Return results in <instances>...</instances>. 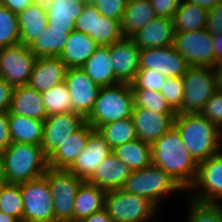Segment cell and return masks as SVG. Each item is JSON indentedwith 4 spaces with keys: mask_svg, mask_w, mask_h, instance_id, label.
I'll list each match as a JSON object with an SVG mask.
<instances>
[{
    "mask_svg": "<svg viewBox=\"0 0 222 222\" xmlns=\"http://www.w3.org/2000/svg\"><path fill=\"white\" fill-rule=\"evenodd\" d=\"M160 93L165 98L169 106L177 113L184 99V81L182 77L167 78Z\"/></svg>",
    "mask_w": 222,
    "mask_h": 222,
    "instance_id": "cell-42",
    "label": "cell"
},
{
    "mask_svg": "<svg viewBox=\"0 0 222 222\" xmlns=\"http://www.w3.org/2000/svg\"><path fill=\"white\" fill-rule=\"evenodd\" d=\"M208 11L198 5L181 0L173 22L175 32H189L206 28Z\"/></svg>",
    "mask_w": 222,
    "mask_h": 222,
    "instance_id": "cell-32",
    "label": "cell"
},
{
    "mask_svg": "<svg viewBox=\"0 0 222 222\" xmlns=\"http://www.w3.org/2000/svg\"><path fill=\"white\" fill-rule=\"evenodd\" d=\"M86 123V118L76 112H66L47 117L41 147L48 158L72 133Z\"/></svg>",
    "mask_w": 222,
    "mask_h": 222,
    "instance_id": "cell-13",
    "label": "cell"
},
{
    "mask_svg": "<svg viewBox=\"0 0 222 222\" xmlns=\"http://www.w3.org/2000/svg\"><path fill=\"white\" fill-rule=\"evenodd\" d=\"M177 114H162L149 109L134 107L131 115L137 138L153 144L174 126Z\"/></svg>",
    "mask_w": 222,
    "mask_h": 222,
    "instance_id": "cell-16",
    "label": "cell"
},
{
    "mask_svg": "<svg viewBox=\"0 0 222 222\" xmlns=\"http://www.w3.org/2000/svg\"><path fill=\"white\" fill-rule=\"evenodd\" d=\"M174 127L197 163L222 151V131L201 113L177 114Z\"/></svg>",
    "mask_w": 222,
    "mask_h": 222,
    "instance_id": "cell-2",
    "label": "cell"
},
{
    "mask_svg": "<svg viewBox=\"0 0 222 222\" xmlns=\"http://www.w3.org/2000/svg\"><path fill=\"white\" fill-rule=\"evenodd\" d=\"M174 35L173 20L156 16L131 38L135 41L136 46L142 50L145 48L171 46L174 42Z\"/></svg>",
    "mask_w": 222,
    "mask_h": 222,
    "instance_id": "cell-20",
    "label": "cell"
},
{
    "mask_svg": "<svg viewBox=\"0 0 222 222\" xmlns=\"http://www.w3.org/2000/svg\"><path fill=\"white\" fill-rule=\"evenodd\" d=\"M64 82L70 93L73 112L87 118L93 110L101 87L81 67L68 68Z\"/></svg>",
    "mask_w": 222,
    "mask_h": 222,
    "instance_id": "cell-14",
    "label": "cell"
},
{
    "mask_svg": "<svg viewBox=\"0 0 222 222\" xmlns=\"http://www.w3.org/2000/svg\"><path fill=\"white\" fill-rule=\"evenodd\" d=\"M11 143L8 112H0V152L4 151Z\"/></svg>",
    "mask_w": 222,
    "mask_h": 222,
    "instance_id": "cell-48",
    "label": "cell"
},
{
    "mask_svg": "<svg viewBox=\"0 0 222 222\" xmlns=\"http://www.w3.org/2000/svg\"><path fill=\"white\" fill-rule=\"evenodd\" d=\"M210 11L220 0H184Z\"/></svg>",
    "mask_w": 222,
    "mask_h": 222,
    "instance_id": "cell-53",
    "label": "cell"
},
{
    "mask_svg": "<svg viewBox=\"0 0 222 222\" xmlns=\"http://www.w3.org/2000/svg\"><path fill=\"white\" fill-rule=\"evenodd\" d=\"M213 46H214V63L217 58L222 56V33L212 34Z\"/></svg>",
    "mask_w": 222,
    "mask_h": 222,
    "instance_id": "cell-52",
    "label": "cell"
},
{
    "mask_svg": "<svg viewBox=\"0 0 222 222\" xmlns=\"http://www.w3.org/2000/svg\"><path fill=\"white\" fill-rule=\"evenodd\" d=\"M112 153L113 150L103 136L97 130H94L90 134L85 148L68 170L87 181L102 161Z\"/></svg>",
    "mask_w": 222,
    "mask_h": 222,
    "instance_id": "cell-17",
    "label": "cell"
},
{
    "mask_svg": "<svg viewBox=\"0 0 222 222\" xmlns=\"http://www.w3.org/2000/svg\"><path fill=\"white\" fill-rule=\"evenodd\" d=\"M123 38L120 20L94 13L93 40L99 46H110Z\"/></svg>",
    "mask_w": 222,
    "mask_h": 222,
    "instance_id": "cell-35",
    "label": "cell"
},
{
    "mask_svg": "<svg viewBox=\"0 0 222 222\" xmlns=\"http://www.w3.org/2000/svg\"><path fill=\"white\" fill-rule=\"evenodd\" d=\"M140 49L131 37L110 45V55L116 78L121 83H131L140 69Z\"/></svg>",
    "mask_w": 222,
    "mask_h": 222,
    "instance_id": "cell-18",
    "label": "cell"
},
{
    "mask_svg": "<svg viewBox=\"0 0 222 222\" xmlns=\"http://www.w3.org/2000/svg\"><path fill=\"white\" fill-rule=\"evenodd\" d=\"M0 211L23 222V197L20 184L7 183L0 186Z\"/></svg>",
    "mask_w": 222,
    "mask_h": 222,
    "instance_id": "cell-37",
    "label": "cell"
},
{
    "mask_svg": "<svg viewBox=\"0 0 222 222\" xmlns=\"http://www.w3.org/2000/svg\"><path fill=\"white\" fill-rule=\"evenodd\" d=\"M8 183L20 184L45 175L48 158L41 145L12 142L1 152Z\"/></svg>",
    "mask_w": 222,
    "mask_h": 222,
    "instance_id": "cell-3",
    "label": "cell"
},
{
    "mask_svg": "<svg viewBox=\"0 0 222 222\" xmlns=\"http://www.w3.org/2000/svg\"><path fill=\"white\" fill-rule=\"evenodd\" d=\"M0 222H21V221L15 217H12V216L0 211Z\"/></svg>",
    "mask_w": 222,
    "mask_h": 222,
    "instance_id": "cell-55",
    "label": "cell"
},
{
    "mask_svg": "<svg viewBox=\"0 0 222 222\" xmlns=\"http://www.w3.org/2000/svg\"><path fill=\"white\" fill-rule=\"evenodd\" d=\"M104 209L112 222H150L158 208L144 197L117 189L106 192Z\"/></svg>",
    "mask_w": 222,
    "mask_h": 222,
    "instance_id": "cell-8",
    "label": "cell"
},
{
    "mask_svg": "<svg viewBox=\"0 0 222 222\" xmlns=\"http://www.w3.org/2000/svg\"><path fill=\"white\" fill-rule=\"evenodd\" d=\"M131 170L113 153L97 167L87 182L107 191L121 189Z\"/></svg>",
    "mask_w": 222,
    "mask_h": 222,
    "instance_id": "cell-22",
    "label": "cell"
},
{
    "mask_svg": "<svg viewBox=\"0 0 222 222\" xmlns=\"http://www.w3.org/2000/svg\"><path fill=\"white\" fill-rule=\"evenodd\" d=\"M189 215L187 222H222V204H206L187 199Z\"/></svg>",
    "mask_w": 222,
    "mask_h": 222,
    "instance_id": "cell-40",
    "label": "cell"
},
{
    "mask_svg": "<svg viewBox=\"0 0 222 222\" xmlns=\"http://www.w3.org/2000/svg\"><path fill=\"white\" fill-rule=\"evenodd\" d=\"M94 13H100L92 2H86L81 15L75 21V30L88 34L93 39Z\"/></svg>",
    "mask_w": 222,
    "mask_h": 222,
    "instance_id": "cell-45",
    "label": "cell"
},
{
    "mask_svg": "<svg viewBox=\"0 0 222 222\" xmlns=\"http://www.w3.org/2000/svg\"><path fill=\"white\" fill-rule=\"evenodd\" d=\"M97 131L103 136L112 150L137 139L131 117L105 123Z\"/></svg>",
    "mask_w": 222,
    "mask_h": 222,
    "instance_id": "cell-34",
    "label": "cell"
},
{
    "mask_svg": "<svg viewBox=\"0 0 222 222\" xmlns=\"http://www.w3.org/2000/svg\"><path fill=\"white\" fill-rule=\"evenodd\" d=\"M151 147L152 163L168 173L186 194L196 179L198 163L185 147L179 131L173 126Z\"/></svg>",
    "mask_w": 222,
    "mask_h": 222,
    "instance_id": "cell-1",
    "label": "cell"
},
{
    "mask_svg": "<svg viewBox=\"0 0 222 222\" xmlns=\"http://www.w3.org/2000/svg\"><path fill=\"white\" fill-rule=\"evenodd\" d=\"M98 47L99 45L88 34L73 30L59 57L68 68L82 67Z\"/></svg>",
    "mask_w": 222,
    "mask_h": 222,
    "instance_id": "cell-26",
    "label": "cell"
},
{
    "mask_svg": "<svg viewBox=\"0 0 222 222\" xmlns=\"http://www.w3.org/2000/svg\"><path fill=\"white\" fill-rule=\"evenodd\" d=\"M206 119L211 121L222 131V91L217 90L205 103L200 112Z\"/></svg>",
    "mask_w": 222,
    "mask_h": 222,
    "instance_id": "cell-43",
    "label": "cell"
},
{
    "mask_svg": "<svg viewBox=\"0 0 222 222\" xmlns=\"http://www.w3.org/2000/svg\"><path fill=\"white\" fill-rule=\"evenodd\" d=\"M156 17L150 0H133L128 2L121 20L124 37H132Z\"/></svg>",
    "mask_w": 222,
    "mask_h": 222,
    "instance_id": "cell-29",
    "label": "cell"
},
{
    "mask_svg": "<svg viewBox=\"0 0 222 222\" xmlns=\"http://www.w3.org/2000/svg\"><path fill=\"white\" fill-rule=\"evenodd\" d=\"M80 222H112L108 212L103 208L102 210L91 214L82 219Z\"/></svg>",
    "mask_w": 222,
    "mask_h": 222,
    "instance_id": "cell-51",
    "label": "cell"
},
{
    "mask_svg": "<svg viewBox=\"0 0 222 222\" xmlns=\"http://www.w3.org/2000/svg\"><path fill=\"white\" fill-rule=\"evenodd\" d=\"M188 64L174 46L145 48L140 51V69H153L167 78L182 77Z\"/></svg>",
    "mask_w": 222,
    "mask_h": 222,
    "instance_id": "cell-15",
    "label": "cell"
},
{
    "mask_svg": "<svg viewBox=\"0 0 222 222\" xmlns=\"http://www.w3.org/2000/svg\"><path fill=\"white\" fill-rule=\"evenodd\" d=\"M44 176L52 195L54 222H73L76 194L84 180L67 169L51 167Z\"/></svg>",
    "mask_w": 222,
    "mask_h": 222,
    "instance_id": "cell-6",
    "label": "cell"
},
{
    "mask_svg": "<svg viewBox=\"0 0 222 222\" xmlns=\"http://www.w3.org/2000/svg\"><path fill=\"white\" fill-rule=\"evenodd\" d=\"M81 68L100 87L121 83L113 70L110 46H99Z\"/></svg>",
    "mask_w": 222,
    "mask_h": 222,
    "instance_id": "cell-24",
    "label": "cell"
},
{
    "mask_svg": "<svg viewBox=\"0 0 222 222\" xmlns=\"http://www.w3.org/2000/svg\"><path fill=\"white\" fill-rule=\"evenodd\" d=\"M150 2L154 8L156 16L173 20L181 0H150Z\"/></svg>",
    "mask_w": 222,
    "mask_h": 222,
    "instance_id": "cell-46",
    "label": "cell"
},
{
    "mask_svg": "<svg viewBox=\"0 0 222 222\" xmlns=\"http://www.w3.org/2000/svg\"><path fill=\"white\" fill-rule=\"evenodd\" d=\"M54 0H34L36 4L44 8L45 10H48V8L51 6Z\"/></svg>",
    "mask_w": 222,
    "mask_h": 222,
    "instance_id": "cell-56",
    "label": "cell"
},
{
    "mask_svg": "<svg viewBox=\"0 0 222 222\" xmlns=\"http://www.w3.org/2000/svg\"><path fill=\"white\" fill-rule=\"evenodd\" d=\"M33 2L34 0H0V5L18 14Z\"/></svg>",
    "mask_w": 222,
    "mask_h": 222,
    "instance_id": "cell-50",
    "label": "cell"
},
{
    "mask_svg": "<svg viewBox=\"0 0 222 222\" xmlns=\"http://www.w3.org/2000/svg\"><path fill=\"white\" fill-rule=\"evenodd\" d=\"M20 190L24 207L23 222H54L52 195L44 175L20 183Z\"/></svg>",
    "mask_w": 222,
    "mask_h": 222,
    "instance_id": "cell-10",
    "label": "cell"
},
{
    "mask_svg": "<svg viewBox=\"0 0 222 222\" xmlns=\"http://www.w3.org/2000/svg\"><path fill=\"white\" fill-rule=\"evenodd\" d=\"M95 129L86 122L67 138L62 145L48 157V166L55 169H69L85 148L90 134Z\"/></svg>",
    "mask_w": 222,
    "mask_h": 222,
    "instance_id": "cell-21",
    "label": "cell"
},
{
    "mask_svg": "<svg viewBox=\"0 0 222 222\" xmlns=\"http://www.w3.org/2000/svg\"><path fill=\"white\" fill-rule=\"evenodd\" d=\"M85 4L79 0H54L47 10L48 26L52 30L72 32Z\"/></svg>",
    "mask_w": 222,
    "mask_h": 222,
    "instance_id": "cell-25",
    "label": "cell"
},
{
    "mask_svg": "<svg viewBox=\"0 0 222 222\" xmlns=\"http://www.w3.org/2000/svg\"><path fill=\"white\" fill-rule=\"evenodd\" d=\"M71 32L52 30L49 26L33 41L29 49L38 57L60 56Z\"/></svg>",
    "mask_w": 222,
    "mask_h": 222,
    "instance_id": "cell-33",
    "label": "cell"
},
{
    "mask_svg": "<svg viewBox=\"0 0 222 222\" xmlns=\"http://www.w3.org/2000/svg\"><path fill=\"white\" fill-rule=\"evenodd\" d=\"M43 104L47 111V117L73 112L70 93L65 82L41 93Z\"/></svg>",
    "mask_w": 222,
    "mask_h": 222,
    "instance_id": "cell-36",
    "label": "cell"
},
{
    "mask_svg": "<svg viewBox=\"0 0 222 222\" xmlns=\"http://www.w3.org/2000/svg\"><path fill=\"white\" fill-rule=\"evenodd\" d=\"M121 189L146 198L157 208L167 194L183 191L168 173L153 163L140 170L131 171Z\"/></svg>",
    "mask_w": 222,
    "mask_h": 222,
    "instance_id": "cell-5",
    "label": "cell"
},
{
    "mask_svg": "<svg viewBox=\"0 0 222 222\" xmlns=\"http://www.w3.org/2000/svg\"><path fill=\"white\" fill-rule=\"evenodd\" d=\"M173 46L188 66L214 65L212 34L206 29L175 32Z\"/></svg>",
    "mask_w": 222,
    "mask_h": 222,
    "instance_id": "cell-11",
    "label": "cell"
},
{
    "mask_svg": "<svg viewBox=\"0 0 222 222\" xmlns=\"http://www.w3.org/2000/svg\"><path fill=\"white\" fill-rule=\"evenodd\" d=\"M186 193H192L186 198L195 202L222 204V151L198 163L196 179Z\"/></svg>",
    "mask_w": 222,
    "mask_h": 222,
    "instance_id": "cell-9",
    "label": "cell"
},
{
    "mask_svg": "<svg viewBox=\"0 0 222 222\" xmlns=\"http://www.w3.org/2000/svg\"><path fill=\"white\" fill-rule=\"evenodd\" d=\"M133 108L134 97L130 83L101 87L86 122L97 130L105 123L130 118Z\"/></svg>",
    "mask_w": 222,
    "mask_h": 222,
    "instance_id": "cell-4",
    "label": "cell"
},
{
    "mask_svg": "<svg viewBox=\"0 0 222 222\" xmlns=\"http://www.w3.org/2000/svg\"><path fill=\"white\" fill-rule=\"evenodd\" d=\"M68 67L59 56L38 57L28 85L42 93L65 81Z\"/></svg>",
    "mask_w": 222,
    "mask_h": 222,
    "instance_id": "cell-19",
    "label": "cell"
},
{
    "mask_svg": "<svg viewBox=\"0 0 222 222\" xmlns=\"http://www.w3.org/2000/svg\"><path fill=\"white\" fill-rule=\"evenodd\" d=\"M13 114L44 121L47 111L41 93L27 85L15 86L12 92L10 110Z\"/></svg>",
    "mask_w": 222,
    "mask_h": 222,
    "instance_id": "cell-23",
    "label": "cell"
},
{
    "mask_svg": "<svg viewBox=\"0 0 222 222\" xmlns=\"http://www.w3.org/2000/svg\"><path fill=\"white\" fill-rule=\"evenodd\" d=\"M36 59L29 46L20 43L0 48V77L13 87L27 85Z\"/></svg>",
    "mask_w": 222,
    "mask_h": 222,
    "instance_id": "cell-12",
    "label": "cell"
},
{
    "mask_svg": "<svg viewBox=\"0 0 222 222\" xmlns=\"http://www.w3.org/2000/svg\"><path fill=\"white\" fill-rule=\"evenodd\" d=\"M205 29L211 34L222 33V0L208 11Z\"/></svg>",
    "mask_w": 222,
    "mask_h": 222,
    "instance_id": "cell-47",
    "label": "cell"
},
{
    "mask_svg": "<svg viewBox=\"0 0 222 222\" xmlns=\"http://www.w3.org/2000/svg\"><path fill=\"white\" fill-rule=\"evenodd\" d=\"M184 99L180 113H200L205 103L218 90L217 73L213 67L189 66L182 76Z\"/></svg>",
    "mask_w": 222,
    "mask_h": 222,
    "instance_id": "cell-7",
    "label": "cell"
},
{
    "mask_svg": "<svg viewBox=\"0 0 222 222\" xmlns=\"http://www.w3.org/2000/svg\"><path fill=\"white\" fill-rule=\"evenodd\" d=\"M20 43V29L17 13L0 5V48Z\"/></svg>",
    "mask_w": 222,
    "mask_h": 222,
    "instance_id": "cell-38",
    "label": "cell"
},
{
    "mask_svg": "<svg viewBox=\"0 0 222 222\" xmlns=\"http://www.w3.org/2000/svg\"><path fill=\"white\" fill-rule=\"evenodd\" d=\"M13 86L0 77V112L10 110Z\"/></svg>",
    "mask_w": 222,
    "mask_h": 222,
    "instance_id": "cell-49",
    "label": "cell"
},
{
    "mask_svg": "<svg viewBox=\"0 0 222 222\" xmlns=\"http://www.w3.org/2000/svg\"><path fill=\"white\" fill-rule=\"evenodd\" d=\"M214 70H222V56L216 59L214 65H213Z\"/></svg>",
    "mask_w": 222,
    "mask_h": 222,
    "instance_id": "cell-58",
    "label": "cell"
},
{
    "mask_svg": "<svg viewBox=\"0 0 222 222\" xmlns=\"http://www.w3.org/2000/svg\"><path fill=\"white\" fill-rule=\"evenodd\" d=\"M8 122L12 142L41 145L44 121L13 114L8 111Z\"/></svg>",
    "mask_w": 222,
    "mask_h": 222,
    "instance_id": "cell-30",
    "label": "cell"
},
{
    "mask_svg": "<svg viewBox=\"0 0 222 222\" xmlns=\"http://www.w3.org/2000/svg\"><path fill=\"white\" fill-rule=\"evenodd\" d=\"M105 195V190L84 181L76 194L73 222H80L91 214L102 210L104 208Z\"/></svg>",
    "mask_w": 222,
    "mask_h": 222,
    "instance_id": "cell-28",
    "label": "cell"
},
{
    "mask_svg": "<svg viewBox=\"0 0 222 222\" xmlns=\"http://www.w3.org/2000/svg\"><path fill=\"white\" fill-rule=\"evenodd\" d=\"M113 154L131 171L140 170L152 164V147L140 139L125 143L113 149Z\"/></svg>",
    "mask_w": 222,
    "mask_h": 222,
    "instance_id": "cell-31",
    "label": "cell"
},
{
    "mask_svg": "<svg viewBox=\"0 0 222 222\" xmlns=\"http://www.w3.org/2000/svg\"><path fill=\"white\" fill-rule=\"evenodd\" d=\"M20 44L30 46L48 26L47 10L33 2L17 14Z\"/></svg>",
    "mask_w": 222,
    "mask_h": 222,
    "instance_id": "cell-27",
    "label": "cell"
},
{
    "mask_svg": "<svg viewBox=\"0 0 222 222\" xmlns=\"http://www.w3.org/2000/svg\"><path fill=\"white\" fill-rule=\"evenodd\" d=\"M7 177H6V172H5V163L3 156L0 152V186L7 184Z\"/></svg>",
    "mask_w": 222,
    "mask_h": 222,
    "instance_id": "cell-54",
    "label": "cell"
},
{
    "mask_svg": "<svg viewBox=\"0 0 222 222\" xmlns=\"http://www.w3.org/2000/svg\"><path fill=\"white\" fill-rule=\"evenodd\" d=\"M134 107L145 108L162 114H177L160 92L148 89H132Z\"/></svg>",
    "mask_w": 222,
    "mask_h": 222,
    "instance_id": "cell-39",
    "label": "cell"
},
{
    "mask_svg": "<svg viewBox=\"0 0 222 222\" xmlns=\"http://www.w3.org/2000/svg\"><path fill=\"white\" fill-rule=\"evenodd\" d=\"M166 80L167 77L153 69H139L130 84L131 89H148L160 92Z\"/></svg>",
    "mask_w": 222,
    "mask_h": 222,
    "instance_id": "cell-41",
    "label": "cell"
},
{
    "mask_svg": "<svg viewBox=\"0 0 222 222\" xmlns=\"http://www.w3.org/2000/svg\"><path fill=\"white\" fill-rule=\"evenodd\" d=\"M217 73L218 89L222 91V70H214Z\"/></svg>",
    "mask_w": 222,
    "mask_h": 222,
    "instance_id": "cell-57",
    "label": "cell"
},
{
    "mask_svg": "<svg viewBox=\"0 0 222 222\" xmlns=\"http://www.w3.org/2000/svg\"><path fill=\"white\" fill-rule=\"evenodd\" d=\"M92 4L105 17L122 20L127 0H92Z\"/></svg>",
    "mask_w": 222,
    "mask_h": 222,
    "instance_id": "cell-44",
    "label": "cell"
}]
</instances>
